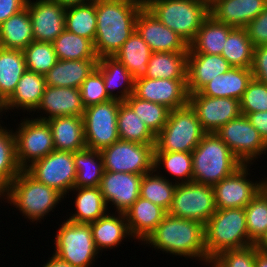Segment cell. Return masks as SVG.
Segmentation results:
<instances>
[{"label": "cell", "instance_id": "obj_55", "mask_svg": "<svg viewBox=\"0 0 267 267\" xmlns=\"http://www.w3.org/2000/svg\"><path fill=\"white\" fill-rule=\"evenodd\" d=\"M42 267H73L68 262L59 259L56 255L52 256L43 264Z\"/></svg>", "mask_w": 267, "mask_h": 267}, {"label": "cell", "instance_id": "obj_9", "mask_svg": "<svg viewBox=\"0 0 267 267\" xmlns=\"http://www.w3.org/2000/svg\"><path fill=\"white\" fill-rule=\"evenodd\" d=\"M20 123V124H19ZM13 130L16 158L22 170L44 158L54 149L52 131L47 121L25 118Z\"/></svg>", "mask_w": 267, "mask_h": 267}, {"label": "cell", "instance_id": "obj_27", "mask_svg": "<svg viewBox=\"0 0 267 267\" xmlns=\"http://www.w3.org/2000/svg\"><path fill=\"white\" fill-rule=\"evenodd\" d=\"M47 122L55 150L74 153L86 148L82 116H57Z\"/></svg>", "mask_w": 267, "mask_h": 267}, {"label": "cell", "instance_id": "obj_61", "mask_svg": "<svg viewBox=\"0 0 267 267\" xmlns=\"http://www.w3.org/2000/svg\"><path fill=\"white\" fill-rule=\"evenodd\" d=\"M3 113H4V111H3V103L0 101V115L3 117ZM2 117H0L1 119H2ZM1 121V120H0ZM2 124H1V122H0V126H1Z\"/></svg>", "mask_w": 267, "mask_h": 267}, {"label": "cell", "instance_id": "obj_28", "mask_svg": "<svg viewBox=\"0 0 267 267\" xmlns=\"http://www.w3.org/2000/svg\"><path fill=\"white\" fill-rule=\"evenodd\" d=\"M96 69L102 74L105 90L111 99L122 102L133 94L135 80L127 68L114 56L99 58ZM114 91L117 93L115 94Z\"/></svg>", "mask_w": 267, "mask_h": 267}, {"label": "cell", "instance_id": "obj_50", "mask_svg": "<svg viewBox=\"0 0 267 267\" xmlns=\"http://www.w3.org/2000/svg\"><path fill=\"white\" fill-rule=\"evenodd\" d=\"M257 248L251 245L241 249L221 252L211 260L214 267H255Z\"/></svg>", "mask_w": 267, "mask_h": 267}, {"label": "cell", "instance_id": "obj_44", "mask_svg": "<svg viewBox=\"0 0 267 267\" xmlns=\"http://www.w3.org/2000/svg\"><path fill=\"white\" fill-rule=\"evenodd\" d=\"M0 126V185L7 188L22 170L16 158L13 128Z\"/></svg>", "mask_w": 267, "mask_h": 267}, {"label": "cell", "instance_id": "obj_41", "mask_svg": "<svg viewBox=\"0 0 267 267\" xmlns=\"http://www.w3.org/2000/svg\"><path fill=\"white\" fill-rule=\"evenodd\" d=\"M167 178L168 176L166 177L163 174H156L154 169L144 174L140 186V197L168 211L173 201L177 183Z\"/></svg>", "mask_w": 267, "mask_h": 267}, {"label": "cell", "instance_id": "obj_17", "mask_svg": "<svg viewBox=\"0 0 267 267\" xmlns=\"http://www.w3.org/2000/svg\"><path fill=\"white\" fill-rule=\"evenodd\" d=\"M133 95L170 110L184 107L189 101L186 79L139 78L134 82Z\"/></svg>", "mask_w": 267, "mask_h": 267}, {"label": "cell", "instance_id": "obj_37", "mask_svg": "<svg viewBox=\"0 0 267 267\" xmlns=\"http://www.w3.org/2000/svg\"><path fill=\"white\" fill-rule=\"evenodd\" d=\"M76 180L74 187H99L104 173L100 151L85 148L74 152Z\"/></svg>", "mask_w": 267, "mask_h": 267}, {"label": "cell", "instance_id": "obj_10", "mask_svg": "<svg viewBox=\"0 0 267 267\" xmlns=\"http://www.w3.org/2000/svg\"><path fill=\"white\" fill-rule=\"evenodd\" d=\"M155 144L119 139L102 149L104 171L144 175L153 170Z\"/></svg>", "mask_w": 267, "mask_h": 267}, {"label": "cell", "instance_id": "obj_51", "mask_svg": "<svg viewBox=\"0 0 267 267\" xmlns=\"http://www.w3.org/2000/svg\"><path fill=\"white\" fill-rule=\"evenodd\" d=\"M254 47L267 45V5L265 9L245 27Z\"/></svg>", "mask_w": 267, "mask_h": 267}, {"label": "cell", "instance_id": "obj_45", "mask_svg": "<svg viewBox=\"0 0 267 267\" xmlns=\"http://www.w3.org/2000/svg\"><path fill=\"white\" fill-rule=\"evenodd\" d=\"M125 102L156 136L168 121L170 109L154 102L145 101L131 94Z\"/></svg>", "mask_w": 267, "mask_h": 267}, {"label": "cell", "instance_id": "obj_1", "mask_svg": "<svg viewBox=\"0 0 267 267\" xmlns=\"http://www.w3.org/2000/svg\"><path fill=\"white\" fill-rule=\"evenodd\" d=\"M144 0H96L94 49L98 58L114 56L136 29Z\"/></svg>", "mask_w": 267, "mask_h": 267}, {"label": "cell", "instance_id": "obj_43", "mask_svg": "<svg viewBox=\"0 0 267 267\" xmlns=\"http://www.w3.org/2000/svg\"><path fill=\"white\" fill-rule=\"evenodd\" d=\"M65 29L94 43L96 35V0L66 8Z\"/></svg>", "mask_w": 267, "mask_h": 267}, {"label": "cell", "instance_id": "obj_52", "mask_svg": "<svg viewBox=\"0 0 267 267\" xmlns=\"http://www.w3.org/2000/svg\"><path fill=\"white\" fill-rule=\"evenodd\" d=\"M250 69L255 80L267 85V45L254 47Z\"/></svg>", "mask_w": 267, "mask_h": 267}, {"label": "cell", "instance_id": "obj_60", "mask_svg": "<svg viewBox=\"0 0 267 267\" xmlns=\"http://www.w3.org/2000/svg\"><path fill=\"white\" fill-rule=\"evenodd\" d=\"M196 1H200L206 4L208 7H210L214 3L215 0H196Z\"/></svg>", "mask_w": 267, "mask_h": 267}, {"label": "cell", "instance_id": "obj_19", "mask_svg": "<svg viewBox=\"0 0 267 267\" xmlns=\"http://www.w3.org/2000/svg\"><path fill=\"white\" fill-rule=\"evenodd\" d=\"M152 52H188L189 46L145 6L136 17V29Z\"/></svg>", "mask_w": 267, "mask_h": 267}, {"label": "cell", "instance_id": "obj_16", "mask_svg": "<svg viewBox=\"0 0 267 267\" xmlns=\"http://www.w3.org/2000/svg\"><path fill=\"white\" fill-rule=\"evenodd\" d=\"M188 103L195 110L205 133H216L224 124L241 115L240 100L208 97L199 92L189 95Z\"/></svg>", "mask_w": 267, "mask_h": 267}, {"label": "cell", "instance_id": "obj_20", "mask_svg": "<svg viewBox=\"0 0 267 267\" xmlns=\"http://www.w3.org/2000/svg\"><path fill=\"white\" fill-rule=\"evenodd\" d=\"M34 41L53 42L65 30L66 8L50 0H28Z\"/></svg>", "mask_w": 267, "mask_h": 267}, {"label": "cell", "instance_id": "obj_7", "mask_svg": "<svg viewBox=\"0 0 267 267\" xmlns=\"http://www.w3.org/2000/svg\"><path fill=\"white\" fill-rule=\"evenodd\" d=\"M204 134L195 110L188 103L170 110L168 121L156 135L154 152H192Z\"/></svg>", "mask_w": 267, "mask_h": 267}, {"label": "cell", "instance_id": "obj_18", "mask_svg": "<svg viewBox=\"0 0 267 267\" xmlns=\"http://www.w3.org/2000/svg\"><path fill=\"white\" fill-rule=\"evenodd\" d=\"M142 178L141 174L104 171L99 187L108 211L114 205L116 212L125 213L140 197Z\"/></svg>", "mask_w": 267, "mask_h": 267}, {"label": "cell", "instance_id": "obj_13", "mask_svg": "<svg viewBox=\"0 0 267 267\" xmlns=\"http://www.w3.org/2000/svg\"><path fill=\"white\" fill-rule=\"evenodd\" d=\"M216 134L243 164L254 165L260 155H267V143L245 115L224 124Z\"/></svg>", "mask_w": 267, "mask_h": 267}, {"label": "cell", "instance_id": "obj_11", "mask_svg": "<svg viewBox=\"0 0 267 267\" xmlns=\"http://www.w3.org/2000/svg\"><path fill=\"white\" fill-rule=\"evenodd\" d=\"M216 210L213 187L192 181L177 184L167 214L205 224Z\"/></svg>", "mask_w": 267, "mask_h": 267}, {"label": "cell", "instance_id": "obj_38", "mask_svg": "<svg viewBox=\"0 0 267 267\" xmlns=\"http://www.w3.org/2000/svg\"><path fill=\"white\" fill-rule=\"evenodd\" d=\"M153 165V169L158 174L162 172L160 169L166 170L167 175L169 174L173 178L172 182L177 184L192 182L193 159L191 152H154Z\"/></svg>", "mask_w": 267, "mask_h": 267}, {"label": "cell", "instance_id": "obj_26", "mask_svg": "<svg viewBox=\"0 0 267 267\" xmlns=\"http://www.w3.org/2000/svg\"><path fill=\"white\" fill-rule=\"evenodd\" d=\"M46 87L44 75L26 70L20 78L13 94L3 103V111L23 110L34 112L39 105Z\"/></svg>", "mask_w": 267, "mask_h": 267}, {"label": "cell", "instance_id": "obj_2", "mask_svg": "<svg viewBox=\"0 0 267 267\" xmlns=\"http://www.w3.org/2000/svg\"><path fill=\"white\" fill-rule=\"evenodd\" d=\"M142 244H147L163 254L169 253L170 256L203 261L202 265L209 266L211 263L204 245V224L196 220L167 214Z\"/></svg>", "mask_w": 267, "mask_h": 267}, {"label": "cell", "instance_id": "obj_46", "mask_svg": "<svg viewBox=\"0 0 267 267\" xmlns=\"http://www.w3.org/2000/svg\"><path fill=\"white\" fill-rule=\"evenodd\" d=\"M244 209L248 237L255 244L267 230V185Z\"/></svg>", "mask_w": 267, "mask_h": 267}, {"label": "cell", "instance_id": "obj_48", "mask_svg": "<svg viewBox=\"0 0 267 267\" xmlns=\"http://www.w3.org/2000/svg\"><path fill=\"white\" fill-rule=\"evenodd\" d=\"M79 89L85 108L111 100L105 90L103 76L96 68L84 80Z\"/></svg>", "mask_w": 267, "mask_h": 267}, {"label": "cell", "instance_id": "obj_14", "mask_svg": "<svg viewBox=\"0 0 267 267\" xmlns=\"http://www.w3.org/2000/svg\"><path fill=\"white\" fill-rule=\"evenodd\" d=\"M25 170L38 182L54 188L65 198L74 188L76 167L72 152L53 150Z\"/></svg>", "mask_w": 267, "mask_h": 267}, {"label": "cell", "instance_id": "obj_25", "mask_svg": "<svg viewBox=\"0 0 267 267\" xmlns=\"http://www.w3.org/2000/svg\"><path fill=\"white\" fill-rule=\"evenodd\" d=\"M91 225L92 236L95 247L100 253L113 249L122 243L132 239V235L128 228V223L124 213L111 212L106 213L97 221L89 223ZM127 237V238H126ZM125 238V239H124Z\"/></svg>", "mask_w": 267, "mask_h": 267}, {"label": "cell", "instance_id": "obj_54", "mask_svg": "<svg viewBox=\"0 0 267 267\" xmlns=\"http://www.w3.org/2000/svg\"><path fill=\"white\" fill-rule=\"evenodd\" d=\"M246 117L267 143V111L248 113Z\"/></svg>", "mask_w": 267, "mask_h": 267}, {"label": "cell", "instance_id": "obj_47", "mask_svg": "<svg viewBox=\"0 0 267 267\" xmlns=\"http://www.w3.org/2000/svg\"><path fill=\"white\" fill-rule=\"evenodd\" d=\"M28 71L45 75L58 61L51 42L32 41L23 50Z\"/></svg>", "mask_w": 267, "mask_h": 267}, {"label": "cell", "instance_id": "obj_8", "mask_svg": "<svg viewBox=\"0 0 267 267\" xmlns=\"http://www.w3.org/2000/svg\"><path fill=\"white\" fill-rule=\"evenodd\" d=\"M59 226L53 254L73 267L94 265L101 254L95 247L91 225L64 220Z\"/></svg>", "mask_w": 267, "mask_h": 267}, {"label": "cell", "instance_id": "obj_21", "mask_svg": "<svg viewBox=\"0 0 267 267\" xmlns=\"http://www.w3.org/2000/svg\"><path fill=\"white\" fill-rule=\"evenodd\" d=\"M84 111L80 89L46 85L41 101L34 112L42 115L36 119L47 121L57 116H83Z\"/></svg>", "mask_w": 267, "mask_h": 267}, {"label": "cell", "instance_id": "obj_34", "mask_svg": "<svg viewBox=\"0 0 267 267\" xmlns=\"http://www.w3.org/2000/svg\"><path fill=\"white\" fill-rule=\"evenodd\" d=\"M152 51L138 32L134 33L116 52L114 57L119 60L137 80L147 75L148 62Z\"/></svg>", "mask_w": 267, "mask_h": 267}, {"label": "cell", "instance_id": "obj_40", "mask_svg": "<svg viewBox=\"0 0 267 267\" xmlns=\"http://www.w3.org/2000/svg\"><path fill=\"white\" fill-rule=\"evenodd\" d=\"M52 43L58 60L99 59L91 40L66 29Z\"/></svg>", "mask_w": 267, "mask_h": 267}, {"label": "cell", "instance_id": "obj_58", "mask_svg": "<svg viewBox=\"0 0 267 267\" xmlns=\"http://www.w3.org/2000/svg\"><path fill=\"white\" fill-rule=\"evenodd\" d=\"M254 245L258 250L267 253V230Z\"/></svg>", "mask_w": 267, "mask_h": 267}, {"label": "cell", "instance_id": "obj_53", "mask_svg": "<svg viewBox=\"0 0 267 267\" xmlns=\"http://www.w3.org/2000/svg\"><path fill=\"white\" fill-rule=\"evenodd\" d=\"M28 0H0V25L26 7Z\"/></svg>", "mask_w": 267, "mask_h": 267}, {"label": "cell", "instance_id": "obj_32", "mask_svg": "<svg viewBox=\"0 0 267 267\" xmlns=\"http://www.w3.org/2000/svg\"><path fill=\"white\" fill-rule=\"evenodd\" d=\"M32 41L33 26L27 6L0 25V47L23 51Z\"/></svg>", "mask_w": 267, "mask_h": 267}, {"label": "cell", "instance_id": "obj_59", "mask_svg": "<svg viewBox=\"0 0 267 267\" xmlns=\"http://www.w3.org/2000/svg\"><path fill=\"white\" fill-rule=\"evenodd\" d=\"M0 199H1V202H2V199H3V202L4 203H7L6 200V188L2 185H0Z\"/></svg>", "mask_w": 267, "mask_h": 267}, {"label": "cell", "instance_id": "obj_56", "mask_svg": "<svg viewBox=\"0 0 267 267\" xmlns=\"http://www.w3.org/2000/svg\"><path fill=\"white\" fill-rule=\"evenodd\" d=\"M54 3H58L59 5H61L64 8H68L71 6H77V5H83L86 3H89L93 0H50Z\"/></svg>", "mask_w": 267, "mask_h": 267}, {"label": "cell", "instance_id": "obj_30", "mask_svg": "<svg viewBox=\"0 0 267 267\" xmlns=\"http://www.w3.org/2000/svg\"><path fill=\"white\" fill-rule=\"evenodd\" d=\"M252 78L250 68L232 67L205 84L198 92L208 97H227L241 100Z\"/></svg>", "mask_w": 267, "mask_h": 267}, {"label": "cell", "instance_id": "obj_29", "mask_svg": "<svg viewBox=\"0 0 267 267\" xmlns=\"http://www.w3.org/2000/svg\"><path fill=\"white\" fill-rule=\"evenodd\" d=\"M98 59L58 60L44 75L45 84L52 87L79 89L84 80L96 68Z\"/></svg>", "mask_w": 267, "mask_h": 267}, {"label": "cell", "instance_id": "obj_15", "mask_svg": "<svg viewBox=\"0 0 267 267\" xmlns=\"http://www.w3.org/2000/svg\"><path fill=\"white\" fill-rule=\"evenodd\" d=\"M250 166L251 164H243L213 186L216 209L245 208L266 185V178L258 180L259 182L249 178Z\"/></svg>", "mask_w": 267, "mask_h": 267}, {"label": "cell", "instance_id": "obj_6", "mask_svg": "<svg viewBox=\"0 0 267 267\" xmlns=\"http://www.w3.org/2000/svg\"><path fill=\"white\" fill-rule=\"evenodd\" d=\"M144 6L188 46L210 15L209 7L196 0H144Z\"/></svg>", "mask_w": 267, "mask_h": 267}, {"label": "cell", "instance_id": "obj_12", "mask_svg": "<svg viewBox=\"0 0 267 267\" xmlns=\"http://www.w3.org/2000/svg\"><path fill=\"white\" fill-rule=\"evenodd\" d=\"M120 102L111 99L85 108L82 117L86 148L101 151L120 139L117 127Z\"/></svg>", "mask_w": 267, "mask_h": 267}, {"label": "cell", "instance_id": "obj_33", "mask_svg": "<svg viewBox=\"0 0 267 267\" xmlns=\"http://www.w3.org/2000/svg\"><path fill=\"white\" fill-rule=\"evenodd\" d=\"M234 27L221 23L209 15L203 22L188 53L221 55L226 39Z\"/></svg>", "mask_w": 267, "mask_h": 267}, {"label": "cell", "instance_id": "obj_49", "mask_svg": "<svg viewBox=\"0 0 267 267\" xmlns=\"http://www.w3.org/2000/svg\"><path fill=\"white\" fill-rule=\"evenodd\" d=\"M240 109L245 116L248 113L267 111V85L252 78L240 100Z\"/></svg>", "mask_w": 267, "mask_h": 267}, {"label": "cell", "instance_id": "obj_42", "mask_svg": "<svg viewBox=\"0 0 267 267\" xmlns=\"http://www.w3.org/2000/svg\"><path fill=\"white\" fill-rule=\"evenodd\" d=\"M254 46L245 28H234L228 35L221 55L232 67L251 68Z\"/></svg>", "mask_w": 267, "mask_h": 267}, {"label": "cell", "instance_id": "obj_5", "mask_svg": "<svg viewBox=\"0 0 267 267\" xmlns=\"http://www.w3.org/2000/svg\"><path fill=\"white\" fill-rule=\"evenodd\" d=\"M244 208L217 209L204 224V245L211 262L221 252L253 245Z\"/></svg>", "mask_w": 267, "mask_h": 267}, {"label": "cell", "instance_id": "obj_36", "mask_svg": "<svg viewBox=\"0 0 267 267\" xmlns=\"http://www.w3.org/2000/svg\"><path fill=\"white\" fill-rule=\"evenodd\" d=\"M26 70L23 51L0 47V101L2 103L13 94Z\"/></svg>", "mask_w": 267, "mask_h": 267}, {"label": "cell", "instance_id": "obj_31", "mask_svg": "<svg viewBox=\"0 0 267 267\" xmlns=\"http://www.w3.org/2000/svg\"><path fill=\"white\" fill-rule=\"evenodd\" d=\"M77 192L74 213L67 220L74 223L89 224L97 221L108 211L100 187H74L70 192ZM72 215V216H71Z\"/></svg>", "mask_w": 267, "mask_h": 267}, {"label": "cell", "instance_id": "obj_39", "mask_svg": "<svg viewBox=\"0 0 267 267\" xmlns=\"http://www.w3.org/2000/svg\"><path fill=\"white\" fill-rule=\"evenodd\" d=\"M117 127L121 140L140 144H155L156 142V136L125 101L120 102Z\"/></svg>", "mask_w": 267, "mask_h": 267}, {"label": "cell", "instance_id": "obj_24", "mask_svg": "<svg viewBox=\"0 0 267 267\" xmlns=\"http://www.w3.org/2000/svg\"><path fill=\"white\" fill-rule=\"evenodd\" d=\"M133 239L144 242L167 215V211L139 197L124 213Z\"/></svg>", "mask_w": 267, "mask_h": 267}, {"label": "cell", "instance_id": "obj_3", "mask_svg": "<svg viewBox=\"0 0 267 267\" xmlns=\"http://www.w3.org/2000/svg\"><path fill=\"white\" fill-rule=\"evenodd\" d=\"M64 196L52 187L38 182L26 170H21L6 188V202L21 212L30 222L41 219L57 207Z\"/></svg>", "mask_w": 267, "mask_h": 267}, {"label": "cell", "instance_id": "obj_23", "mask_svg": "<svg viewBox=\"0 0 267 267\" xmlns=\"http://www.w3.org/2000/svg\"><path fill=\"white\" fill-rule=\"evenodd\" d=\"M267 0H215L209 7L217 21L234 28H245L266 7Z\"/></svg>", "mask_w": 267, "mask_h": 267}, {"label": "cell", "instance_id": "obj_57", "mask_svg": "<svg viewBox=\"0 0 267 267\" xmlns=\"http://www.w3.org/2000/svg\"><path fill=\"white\" fill-rule=\"evenodd\" d=\"M255 267H267V253L257 249Z\"/></svg>", "mask_w": 267, "mask_h": 267}, {"label": "cell", "instance_id": "obj_35", "mask_svg": "<svg viewBox=\"0 0 267 267\" xmlns=\"http://www.w3.org/2000/svg\"><path fill=\"white\" fill-rule=\"evenodd\" d=\"M188 52H152L146 78L186 79Z\"/></svg>", "mask_w": 267, "mask_h": 267}, {"label": "cell", "instance_id": "obj_4", "mask_svg": "<svg viewBox=\"0 0 267 267\" xmlns=\"http://www.w3.org/2000/svg\"><path fill=\"white\" fill-rule=\"evenodd\" d=\"M191 153L192 181L199 184L213 187L243 165L216 133H205Z\"/></svg>", "mask_w": 267, "mask_h": 267}, {"label": "cell", "instance_id": "obj_22", "mask_svg": "<svg viewBox=\"0 0 267 267\" xmlns=\"http://www.w3.org/2000/svg\"><path fill=\"white\" fill-rule=\"evenodd\" d=\"M230 68L232 66L222 55L188 53L186 72L188 95L198 92L205 84Z\"/></svg>", "mask_w": 267, "mask_h": 267}]
</instances>
